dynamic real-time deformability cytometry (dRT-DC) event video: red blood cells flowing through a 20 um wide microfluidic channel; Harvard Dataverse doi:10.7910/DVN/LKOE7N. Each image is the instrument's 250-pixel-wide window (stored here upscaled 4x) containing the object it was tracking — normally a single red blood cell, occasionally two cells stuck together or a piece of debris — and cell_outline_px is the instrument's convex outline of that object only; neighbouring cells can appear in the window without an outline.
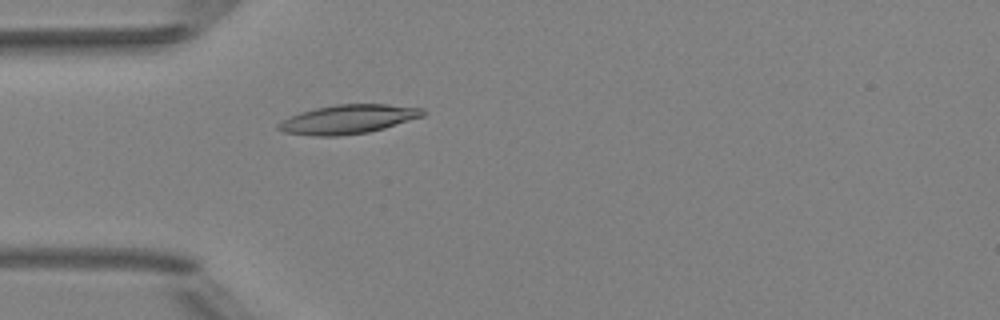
{"species": "Egyptian fruit bat (a non-hibernating species)", "species_latin": "Rousettus aegyptiacus", "temperature_condition": "room temperature", "stored_images_in_passage": 5, "camera_frame_rate_fps": 3000, "um_per_image_px": 0.085, "animal": {"sex": "female"}, "frame": {"image": 1, "passage_image": 5, "time_ms": 4.667, "image_size_px": [1000, 320], "cell_outline_px": [[424, 116], [384, 128], [368, 132], [340, 136], [312, 136], [284, 132], [276, 128], [276, 124], [300, 112], [316, 108], [336, 104], [388, 104], [424, 108]], "centroid_in_image_um": [29.59, 10.14], "position_along_channel_um": 55.4, "area_um2": 24.39}}